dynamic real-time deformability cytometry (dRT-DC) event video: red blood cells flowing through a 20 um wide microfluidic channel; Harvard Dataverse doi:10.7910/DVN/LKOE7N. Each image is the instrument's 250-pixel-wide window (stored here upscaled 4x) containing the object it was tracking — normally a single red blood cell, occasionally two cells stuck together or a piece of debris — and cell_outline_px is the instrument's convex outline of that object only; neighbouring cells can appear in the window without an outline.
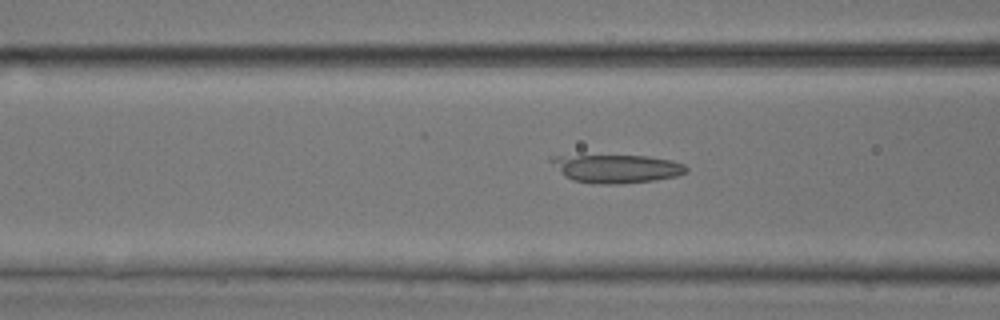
{"species": "common noctule bat (a hibernating species)", "species_latin": "Nyctalus noctula", "temperature_condition": "room temperature", "stored_images_in_passage": 38, "camera_frame_rate_fps": 3000, "um_per_image_px": 0.085, "animal": {"sex": "male", "body_mass_g": 17.9, "forearm_length_mm": 54.2}, "frame": {"image": 1, "passage_image": 7, "time_ms": 2.0, "image_size_px": [1000, 320], "cell_outline_px": [[688, 172], [676, 176], [656, 180], [620, 184], [592, 184], [572, 180], [564, 176], [548, 160], [548, 156], [648, 156], [672, 160], [684, 164], [688, 168]], "centroid_in_image_um": [52.4, 14.34], "position_along_channel_um": 114.2, "area_um2": 22.43}}
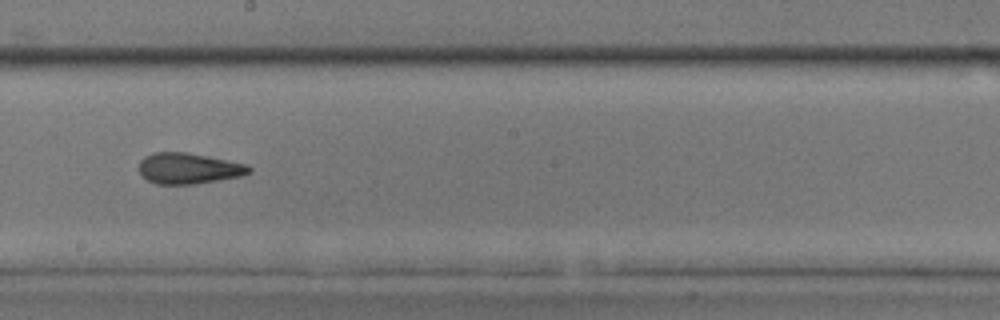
{"frame": {"image": 2, "passage_image": 16, "time_ms": 5.0, "image_size_px": [1000, 320], "cell_outline_px": [[252, 172], [240, 176], [196, 184], [156, 184], [140, 176], [140, 160], [144, 156], [152, 152], [188, 152], [248, 164], [252, 168]], "centroid_in_image_um": [16.03, 14.31], "position_along_channel_um": 232.2, "area_um2": 20.0}}
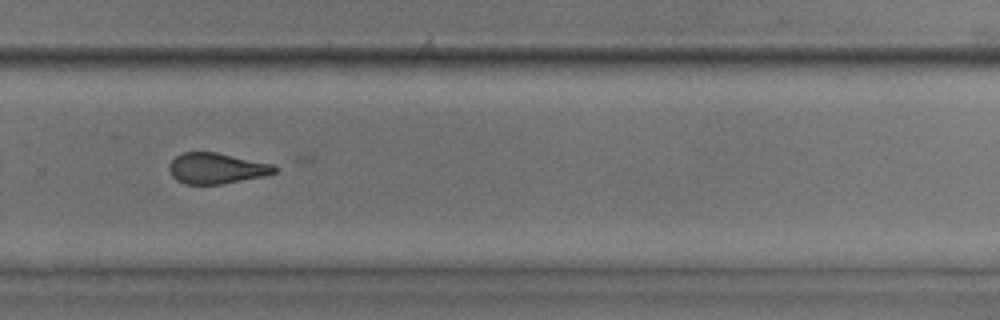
{"frame": {"image": 3, "passage_image": 22, "time_ms": 7.0, "image_size_px": [1000, 320], "cell_outline_px": [[276, 172], [264, 176], [224, 184], [184, 184], [176, 180], [172, 176], [168, 168], [168, 164], [180, 152], [216, 152], [272, 164], [276, 168]], "centroid_in_image_um": [18.36, 14.31], "position_along_channel_um": 311.4, "area_um2": 18.96}}